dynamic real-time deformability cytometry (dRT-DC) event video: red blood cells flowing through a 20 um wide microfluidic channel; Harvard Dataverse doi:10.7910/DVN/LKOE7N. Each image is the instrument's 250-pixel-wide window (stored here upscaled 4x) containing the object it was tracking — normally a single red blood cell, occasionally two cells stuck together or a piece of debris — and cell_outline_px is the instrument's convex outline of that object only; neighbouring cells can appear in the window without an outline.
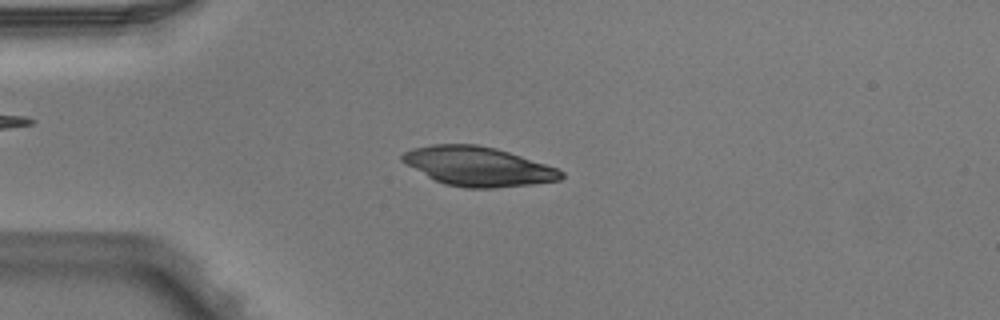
{"species": "Egyptian fruit bat (a non-hibernating species)", "species_latin": "Rousettus aegyptiacus", "temperature_condition": "warm", "stored_images_in_passage": 3, "camera_frame_rate_fps": 3000, "um_per_image_px": 0.085, "animal": {"sex": "male"}, "frame": {"image": 1, "passage_image": 2, "time_ms": 0.333, "image_size_px": [1000, 320], "cell_outline_px": [[564, 176], [560, 180], [532, 184], [492, 188], [464, 188], [444, 184], [428, 176], [400, 160], [400, 156], [404, 152], [412, 148], [432, 144], [476, 144], [496, 148], [556, 168], [564, 172]], "centroid_in_image_um": [40.61, 14.14], "position_along_channel_um": 44.4, "area_um2": 36.01}}